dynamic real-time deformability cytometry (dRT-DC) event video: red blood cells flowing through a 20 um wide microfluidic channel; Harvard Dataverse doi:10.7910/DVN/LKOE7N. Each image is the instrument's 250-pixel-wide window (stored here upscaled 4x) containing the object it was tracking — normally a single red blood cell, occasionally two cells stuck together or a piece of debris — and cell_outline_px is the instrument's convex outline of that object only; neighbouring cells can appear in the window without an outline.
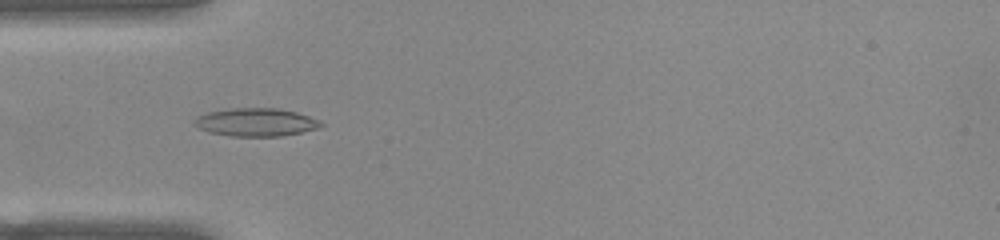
{"species": "common noctule bat (a hibernating species)", "species_latin": "Nyctalus noctula", "temperature_condition": "warm", "stored_images_in_passage": 37, "camera_frame_rate_fps": 3000, "um_per_image_px": 0.085, "animal": {"sex": "female", "body_mass_g": 22.0, "forearm_length_mm": 56.7}, "frame": {"image": 1, "passage_image": 1, "time_ms": 0.0, "image_size_px": [1000, 240], "cell_outline_px": [[324, 124], [320, 128], [280, 136], [232, 136], [208, 132], [192, 124], [196, 116], [208, 112], [232, 108], [280, 108], [296, 112], [320, 120]], "centroid_in_image_um": [21.75, 10.38], "position_along_channel_um": 63.3, "area_um2": 20.75}}
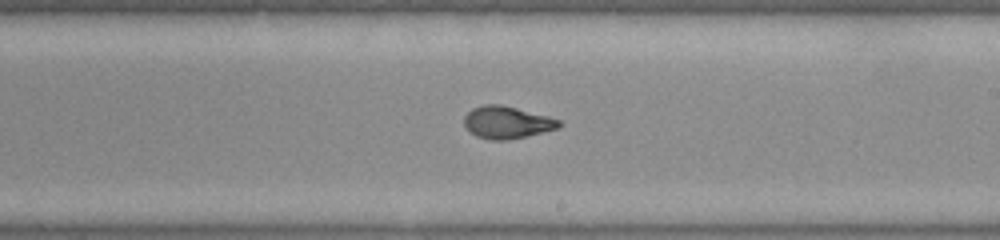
{"frame": {"image": 2, "passage_image": 15, "time_ms": 4.667, "image_size_px": [1000, 240], "cell_outline_px": [[564, 124], [556, 128], [508, 140], [488, 140], [476, 136], [464, 124], [464, 116], [472, 108], [484, 104], [500, 104], [548, 116], [560, 120]], "centroid_in_image_um": [43.07, 10.39], "position_along_channel_um": 245.9, "area_um2": 17.63}}
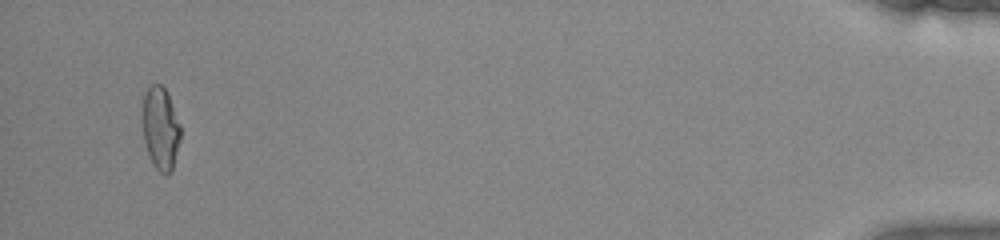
{"frame": {"image": 3, "passage_image": 35, "time_ms": 11.333, "image_size_px": [1000, 240], "cell_outline_px": [[180, 140], [172, 168], [168, 176], [164, 176], [152, 164], [148, 156], [144, 140], [140, 120], [140, 112], [144, 92], [152, 84], [160, 84], [164, 88], [168, 96], [180, 124]], "centroid_in_image_um": [13.59, 10.91], "position_along_channel_um": 421.6, "area_um2": 18.79}, "authors_computed_cell_mechanics": {"area_um2": 17.8024, "velocity_mm_per_s": 3.924, "shape_relaxation_time_tau1_ms": 9.9486, "shape_relaxation_time_tau2_ms": 0.9068, "deformation_change_tau1": 0.3357, "deformation_change_tau2": 0.0692}}